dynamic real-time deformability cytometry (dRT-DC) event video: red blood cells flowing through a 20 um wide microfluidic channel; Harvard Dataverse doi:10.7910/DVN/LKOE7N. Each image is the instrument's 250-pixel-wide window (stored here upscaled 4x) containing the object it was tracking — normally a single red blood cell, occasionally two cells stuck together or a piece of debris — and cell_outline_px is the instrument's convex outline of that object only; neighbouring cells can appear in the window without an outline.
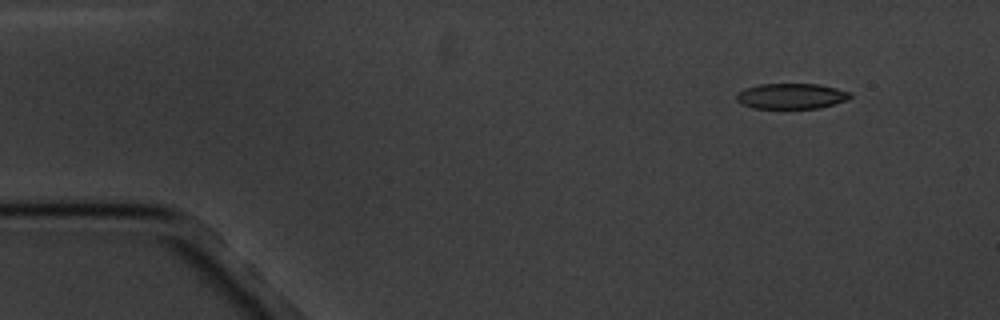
{"species": "common noctule bat (a hibernating species)", "species_latin": "Nyctalus noctula", "temperature_condition": "cold", "stored_images_in_passage": 4, "camera_frame_rate_fps": 3000, "um_per_image_px": 0.085, "animal": {"sex": "male", "body_mass_g": 20.1, "forearm_length_mm": 53.5}, "frame": {"image": 1, "passage_image": 1, "time_ms": 0.0, "image_size_px": [1000, 320], "cell_outline_px": [[852, 96], [848, 100], [816, 108], [752, 108], [740, 104], [736, 100], [736, 96], [744, 88], [760, 84], [820, 84], [852, 92]], "centroid_in_image_um": [67.26, 8.16], "position_along_channel_um": 17.7, "area_um2": 16.94}}
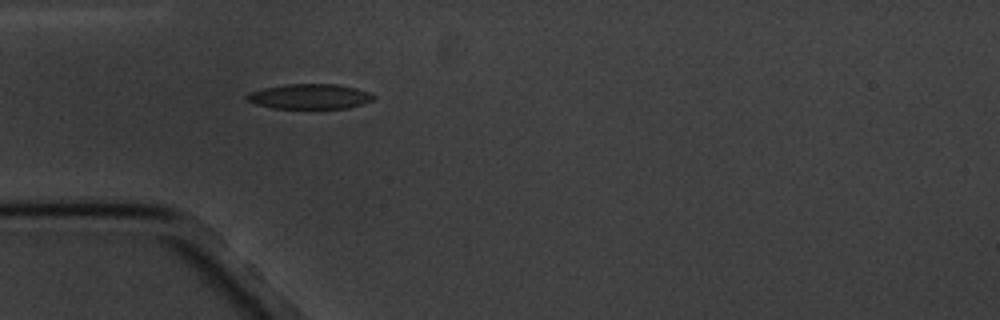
{"frame": {"image": 2, "passage_image": 4, "time_ms": 3.667, "image_size_px": [1000, 320], "cell_outline_px": [[376, 96], [372, 100], [348, 108], [316, 112], [308, 112], [272, 108], [256, 104], [248, 100], [244, 96], [248, 92], [264, 88], [288, 84], [336, 84], [356, 88], [368, 92]], "centroid_in_image_um": [26.31, 8.26], "position_along_channel_um": 58.7, "area_um2": 19.54}}